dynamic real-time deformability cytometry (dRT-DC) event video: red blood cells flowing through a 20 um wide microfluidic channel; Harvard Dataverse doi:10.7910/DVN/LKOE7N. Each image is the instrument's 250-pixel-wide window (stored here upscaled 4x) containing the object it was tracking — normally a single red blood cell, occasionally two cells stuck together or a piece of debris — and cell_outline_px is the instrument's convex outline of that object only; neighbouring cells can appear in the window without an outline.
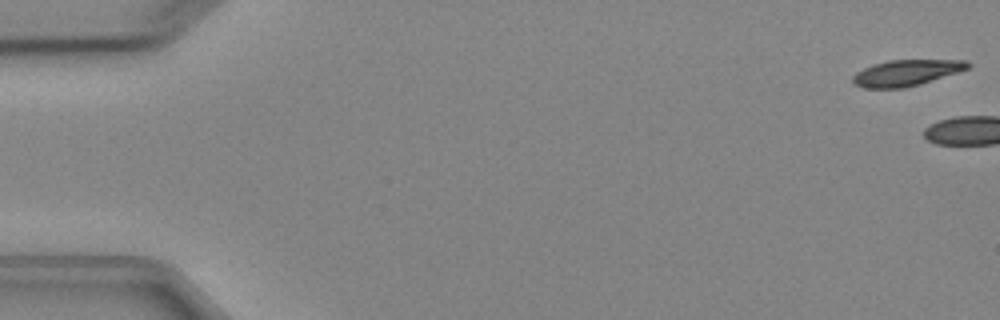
{"species": "Egyptian fruit bat (a non-hibernating species)", "species_latin": "Rousettus aegyptiacus", "temperature_condition": "cold", "stored_images_in_passage": 5, "camera_frame_rate_fps": 3000, "um_per_image_px": 0.085, "animal": {"sex": "female"}, "frame": {"image": 1, "passage_image": 1, "time_ms": 0.0, "image_size_px": [1000, 320], "cell_outline_px": [[972, 64], [968, 68], [920, 84], [904, 88], [864, 88], [852, 84], [852, 76], [856, 72], [872, 64], [888, 60], [968, 60]], "centroid_in_image_um": [76.99, 6.19], "position_along_channel_um": 8.0, "area_um2": 17.46}}